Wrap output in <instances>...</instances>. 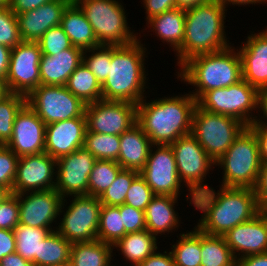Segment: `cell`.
<instances>
[{"instance_id": "6da1fadb", "label": "cell", "mask_w": 267, "mask_h": 266, "mask_svg": "<svg viewBox=\"0 0 267 266\" xmlns=\"http://www.w3.org/2000/svg\"><path fill=\"white\" fill-rule=\"evenodd\" d=\"M219 187L217 192L209 187L193 196V206L203 212L196 225L201 232L223 236L263 210L253 188Z\"/></svg>"}, {"instance_id": "7a4b0ae2", "label": "cell", "mask_w": 267, "mask_h": 266, "mask_svg": "<svg viewBox=\"0 0 267 266\" xmlns=\"http://www.w3.org/2000/svg\"><path fill=\"white\" fill-rule=\"evenodd\" d=\"M137 104V123L153 145H170L191 134L192 115L197 100L190 93Z\"/></svg>"}, {"instance_id": "3957f363", "label": "cell", "mask_w": 267, "mask_h": 266, "mask_svg": "<svg viewBox=\"0 0 267 266\" xmlns=\"http://www.w3.org/2000/svg\"><path fill=\"white\" fill-rule=\"evenodd\" d=\"M227 10L219 0H211L186 10L182 47L175 53L177 66L181 67L194 56L218 52L232 46L225 34Z\"/></svg>"}, {"instance_id": "277c9868", "label": "cell", "mask_w": 267, "mask_h": 266, "mask_svg": "<svg viewBox=\"0 0 267 266\" xmlns=\"http://www.w3.org/2000/svg\"><path fill=\"white\" fill-rule=\"evenodd\" d=\"M141 41L139 38L125 46L111 45V65L101 85L103 100L127 101L137 105L145 98L148 73L144 61L147 48Z\"/></svg>"}, {"instance_id": "5b68a950", "label": "cell", "mask_w": 267, "mask_h": 266, "mask_svg": "<svg viewBox=\"0 0 267 266\" xmlns=\"http://www.w3.org/2000/svg\"><path fill=\"white\" fill-rule=\"evenodd\" d=\"M235 47L200 54L187 60L177 72L181 82L195 86L189 93L198 101L206 92L226 88L242 80L241 57Z\"/></svg>"}, {"instance_id": "8992f818", "label": "cell", "mask_w": 267, "mask_h": 266, "mask_svg": "<svg viewBox=\"0 0 267 266\" xmlns=\"http://www.w3.org/2000/svg\"><path fill=\"white\" fill-rule=\"evenodd\" d=\"M215 166L223 169L222 187L254 188L262 166L254 131L245 127Z\"/></svg>"}, {"instance_id": "52a82bcc", "label": "cell", "mask_w": 267, "mask_h": 266, "mask_svg": "<svg viewBox=\"0 0 267 266\" xmlns=\"http://www.w3.org/2000/svg\"><path fill=\"white\" fill-rule=\"evenodd\" d=\"M91 24L100 45L125 46L140 36L130 30L126 11L119 0H73Z\"/></svg>"}, {"instance_id": "ba28073f", "label": "cell", "mask_w": 267, "mask_h": 266, "mask_svg": "<svg viewBox=\"0 0 267 266\" xmlns=\"http://www.w3.org/2000/svg\"><path fill=\"white\" fill-rule=\"evenodd\" d=\"M245 127L233 117L210 113L196 105L192 115L191 135L216 163Z\"/></svg>"}, {"instance_id": "9c48e42d", "label": "cell", "mask_w": 267, "mask_h": 266, "mask_svg": "<svg viewBox=\"0 0 267 266\" xmlns=\"http://www.w3.org/2000/svg\"><path fill=\"white\" fill-rule=\"evenodd\" d=\"M257 102L258 89L242 79L229 87L206 92L197 105L207 112L233 117L249 127L256 117Z\"/></svg>"}, {"instance_id": "30bf717a", "label": "cell", "mask_w": 267, "mask_h": 266, "mask_svg": "<svg viewBox=\"0 0 267 266\" xmlns=\"http://www.w3.org/2000/svg\"><path fill=\"white\" fill-rule=\"evenodd\" d=\"M71 197V203L67 207L65 204L67 199L63 198L59 215H64L60 223H55L59 225L53 228H56V231L71 244L97 240L102 206L99 197L88 195Z\"/></svg>"}, {"instance_id": "8fae6325", "label": "cell", "mask_w": 267, "mask_h": 266, "mask_svg": "<svg viewBox=\"0 0 267 266\" xmlns=\"http://www.w3.org/2000/svg\"><path fill=\"white\" fill-rule=\"evenodd\" d=\"M170 146L175 156L179 179L189 192L185 199L190 200L192 205L194 194L210 187L204 184V180L216 163L191 134L178 138Z\"/></svg>"}, {"instance_id": "7c38bea8", "label": "cell", "mask_w": 267, "mask_h": 266, "mask_svg": "<svg viewBox=\"0 0 267 266\" xmlns=\"http://www.w3.org/2000/svg\"><path fill=\"white\" fill-rule=\"evenodd\" d=\"M26 103L46 125L81 117L86 106L66 86L53 85L38 86L26 97Z\"/></svg>"}, {"instance_id": "4fadbf2b", "label": "cell", "mask_w": 267, "mask_h": 266, "mask_svg": "<svg viewBox=\"0 0 267 266\" xmlns=\"http://www.w3.org/2000/svg\"><path fill=\"white\" fill-rule=\"evenodd\" d=\"M41 54L38 42L21 41L11 49L8 72L4 82L8 93L27 97L40 86Z\"/></svg>"}, {"instance_id": "5bb4252c", "label": "cell", "mask_w": 267, "mask_h": 266, "mask_svg": "<svg viewBox=\"0 0 267 266\" xmlns=\"http://www.w3.org/2000/svg\"><path fill=\"white\" fill-rule=\"evenodd\" d=\"M85 116L88 131L120 136L137 122V105L101 99L85 106Z\"/></svg>"}, {"instance_id": "9a60e30c", "label": "cell", "mask_w": 267, "mask_h": 266, "mask_svg": "<svg viewBox=\"0 0 267 266\" xmlns=\"http://www.w3.org/2000/svg\"><path fill=\"white\" fill-rule=\"evenodd\" d=\"M140 175L155 195L179 197L180 191L184 190L182 189L184 184L179 179L175 156L170 145H153Z\"/></svg>"}, {"instance_id": "2e32d148", "label": "cell", "mask_w": 267, "mask_h": 266, "mask_svg": "<svg viewBox=\"0 0 267 266\" xmlns=\"http://www.w3.org/2000/svg\"><path fill=\"white\" fill-rule=\"evenodd\" d=\"M96 161L84 146L57 159L54 189L63 198L88 195L89 175Z\"/></svg>"}, {"instance_id": "e0dca14e", "label": "cell", "mask_w": 267, "mask_h": 266, "mask_svg": "<svg viewBox=\"0 0 267 266\" xmlns=\"http://www.w3.org/2000/svg\"><path fill=\"white\" fill-rule=\"evenodd\" d=\"M15 195L19 204V224L56 230L52 228V223L60 218L59 212L63 200L60 193L53 188Z\"/></svg>"}, {"instance_id": "ac0fdd59", "label": "cell", "mask_w": 267, "mask_h": 266, "mask_svg": "<svg viewBox=\"0 0 267 266\" xmlns=\"http://www.w3.org/2000/svg\"><path fill=\"white\" fill-rule=\"evenodd\" d=\"M56 159L46 152L19 157L13 194L44 191L55 187Z\"/></svg>"}, {"instance_id": "d6986e66", "label": "cell", "mask_w": 267, "mask_h": 266, "mask_svg": "<svg viewBox=\"0 0 267 266\" xmlns=\"http://www.w3.org/2000/svg\"><path fill=\"white\" fill-rule=\"evenodd\" d=\"M46 124L26 103L17 113L12 137L5 144L18 157L45 152Z\"/></svg>"}, {"instance_id": "ffe728a7", "label": "cell", "mask_w": 267, "mask_h": 266, "mask_svg": "<svg viewBox=\"0 0 267 266\" xmlns=\"http://www.w3.org/2000/svg\"><path fill=\"white\" fill-rule=\"evenodd\" d=\"M235 258L267 252V212L263 209L253 219L238 224L223 235ZM238 255V256H237Z\"/></svg>"}, {"instance_id": "44dd1931", "label": "cell", "mask_w": 267, "mask_h": 266, "mask_svg": "<svg viewBox=\"0 0 267 266\" xmlns=\"http://www.w3.org/2000/svg\"><path fill=\"white\" fill-rule=\"evenodd\" d=\"M87 122L81 117L46 125L45 152L56 160L84 146Z\"/></svg>"}, {"instance_id": "7402d4cb", "label": "cell", "mask_w": 267, "mask_h": 266, "mask_svg": "<svg viewBox=\"0 0 267 266\" xmlns=\"http://www.w3.org/2000/svg\"><path fill=\"white\" fill-rule=\"evenodd\" d=\"M250 34L238 49L242 79L259 90L267 88V29Z\"/></svg>"}, {"instance_id": "603a6c76", "label": "cell", "mask_w": 267, "mask_h": 266, "mask_svg": "<svg viewBox=\"0 0 267 266\" xmlns=\"http://www.w3.org/2000/svg\"><path fill=\"white\" fill-rule=\"evenodd\" d=\"M73 0H52L32 11L16 15L22 41L37 42L51 27L61 25L62 15Z\"/></svg>"}, {"instance_id": "cb8c5ba5", "label": "cell", "mask_w": 267, "mask_h": 266, "mask_svg": "<svg viewBox=\"0 0 267 266\" xmlns=\"http://www.w3.org/2000/svg\"><path fill=\"white\" fill-rule=\"evenodd\" d=\"M83 52L72 46L56 55L41 54L40 85L65 86L69 76L83 62Z\"/></svg>"}, {"instance_id": "d4e9b609", "label": "cell", "mask_w": 267, "mask_h": 266, "mask_svg": "<svg viewBox=\"0 0 267 266\" xmlns=\"http://www.w3.org/2000/svg\"><path fill=\"white\" fill-rule=\"evenodd\" d=\"M151 147L153 144L149 137L136 122L120 135V151L117 163L123 169L140 172L146 165Z\"/></svg>"}, {"instance_id": "484cf974", "label": "cell", "mask_w": 267, "mask_h": 266, "mask_svg": "<svg viewBox=\"0 0 267 266\" xmlns=\"http://www.w3.org/2000/svg\"><path fill=\"white\" fill-rule=\"evenodd\" d=\"M178 197L168 195H155L147 205L145 214L146 229L156 237L166 232L172 233L179 228L181 221L175 204Z\"/></svg>"}, {"instance_id": "4316f807", "label": "cell", "mask_w": 267, "mask_h": 266, "mask_svg": "<svg viewBox=\"0 0 267 266\" xmlns=\"http://www.w3.org/2000/svg\"><path fill=\"white\" fill-rule=\"evenodd\" d=\"M61 26L73 46L85 50L100 45L91 24L74 1H72L64 10Z\"/></svg>"}, {"instance_id": "83f0119b", "label": "cell", "mask_w": 267, "mask_h": 266, "mask_svg": "<svg viewBox=\"0 0 267 266\" xmlns=\"http://www.w3.org/2000/svg\"><path fill=\"white\" fill-rule=\"evenodd\" d=\"M186 10L175 8L156 15L147 21V27L155 31L162 43L167 42L173 51L177 52L182 47L185 35Z\"/></svg>"}, {"instance_id": "f1b7e54d", "label": "cell", "mask_w": 267, "mask_h": 266, "mask_svg": "<svg viewBox=\"0 0 267 266\" xmlns=\"http://www.w3.org/2000/svg\"><path fill=\"white\" fill-rule=\"evenodd\" d=\"M157 239L147 229L140 232L126 233L113 244V249H119L126 261L132 263L133 266H138L158 250Z\"/></svg>"}, {"instance_id": "f546056e", "label": "cell", "mask_w": 267, "mask_h": 266, "mask_svg": "<svg viewBox=\"0 0 267 266\" xmlns=\"http://www.w3.org/2000/svg\"><path fill=\"white\" fill-rule=\"evenodd\" d=\"M113 245L93 240L71 244L70 264L72 266H113Z\"/></svg>"}, {"instance_id": "4dcf8cb0", "label": "cell", "mask_w": 267, "mask_h": 266, "mask_svg": "<svg viewBox=\"0 0 267 266\" xmlns=\"http://www.w3.org/2000/svg\"><path fill=\"white\" fill-rule=\"evenodd\" d=\"M65 86L86 105L102 99L101 85L84 62L69 76Z\"/></svg>"}, {"instance_id": "1f68e13d", "label": "cell", "mask_w": 267, "mask_h": 266, "mask_svg": "<svg viewBox=\"0 0 267 266\" xmlns=\"http://www.w3.org/2000/svg\"><path fill=\"white\" fill-rule=\"evenodd\" d=\"M71 243L56 230L40 241L39 256L35 266H60L70 263Z\"/></svg>"}, {"instance_id": "d6a6232c", "label": "cell", "mask_w": 267, "mask_h": 266, "mask_svg": "<svg viewBox=\"0 0 267 266\" xmlns=\"http://www.w3.org/2000/svg\"><path fill=\"white\" fill-rule=\"evenodd\" d=\"M185 233L171 246L175 266H201V231L195 226Z\"/></svg>"}, {"instance_id": "836d02e7", "label": "cell", "mask_w": 267, "mask_h": 266, "mask_svg": "<svg viewBox=\"0 0 267 266\" xmlns=\"http://www.w3.org/2000/svg\"><path fill=\"white\" fill-rule=\"evenodd\" d=\"M233 255L223 236L201 232V266H235Z\"/></svg>"}, {"instance_id": "e575fe53", "label": "cell", "mask_w": 267, "mask_h": 266, "mask_svg": "<svg viewBox=\"0 0 267 266\" xmlns=\"http://www.w3.org/2000/svg\"><path fill=\"white\" fill-rule=\"evenodd\" d=\"M50 232L48 228L18 224L14 228L16 252L35 266V256H39L40 241Z\"/></svg>"}, {"instance_id": "d590c367", "label": "cell", "mask_w": 267, "mask_h": 266, "mask_svg": "<svg viewBox=\"0 0 267 266\" xmlns=\"http://www.w3.org/2000/svg\"><path fill=\"white\" fill-rule=\"evenodd\" d=\"M123 168L114 160H97L89 175L88 196L100 197Z\"/></svg>"}, {"instance_id": "8d00e7d4", "label": "cell", "mask_w": 267, "mask_h": 266, "mask_svg": "<svg viewBox=\"0 0 267 266\" xmlns=\"http://www.w3.org/2000/svg\"><path fill=\"white\" fill-rule=\"evenodd\" d=\"M84 147L97 160L117 161L120 151V136L86 131Z\"/></svg>"}, {"instance_id": "74e56055", "label": "cell", "mask_w": 267, "mask_h": 266, "mask_svg": "<svg viewBox=\"0 0 267 266\" xmlns=\"http://www.w3.org/2000/svg\"><path fill=\"white\" fill-rule=\"evenodd\" d=\"M125 234L119 206L102 205L97 240L113 245Z\"/></svg>"}, {"instance_id": "f35d334b", "label": "cell", "mask_w": 267, "mask_h": 266, "mask_svg": "<svg viewBox=\"0 0 267 266\" xmlns=\"http://www.w3.org/2000/svg\"><path fill=\"white\" fill-rule=\"evenodd\" d=\"M25 104L26 97L21 94L6 93L0 98V145L12 137L15 117Z\"/></svg>"}, {"instance_id": "ab89813d", "label": "cell", "mask_w": 267, "mask_h": 266, "mask_svg": "<svg viewBox=\"0 0 267 266\" xmlns=\"http://www.w3.org/2000/svg\"><path fill=\"white\" fill-rule=\"evenodd\" d=\"M139 174L140 172L135 170L122 169L113 183L99 197L101 204L108 206L123 205L133 180Z\"/></svg>"}, {"instance_id": "60d3db41", "label": "cell", "mask_w": 267, "mask_h": 266, "mask_svg": "<svg viewBox=\"0 0 267 266\" xmlns=\"http://www.w3.org/2000/svg\"><path fill=\"white\" fill-rule=\"evenodd\" d=\"M83 62L102 85L108 76V69L111 65V45H99L91 49H85Z\"/></svg>"}, {"instance_id": "b9f144b4", "label": "cell", "mask_w": 267, "mask_h": 266, "mask_svg": "<svg viewBox=\"0 0 267 266\" xmlns=\"http://www.w3.org/2000/svg\"><path fill=\"white\" fill-rule=\"evenodd\" d=\"M21 41L16 14L8 5L0 7V44L12 49Z\"/></svg>"}, {"instance_id": "7bdbcfd3", "label": "cell", "mask_w": 267, "mask_h": 266, "mask_svg": "<svg viewBox=\"0 0 267 266\" xmlns=\"http://www.w3.org/2000/svg\"><path fill=\"white\" fill-rule=\"evenodd\" d=\"M37 42L40 45L41 53L49 56L56 55V53L73 46L61 25L51 27Z\"/></svg>"}, {"instance_id": "ee69618b", "label": "cell", "mask_w": 267, "mask_h": 266, "mask_svg": "<svg viewBox=\"0 0 267 266\" xmlns=\"http://www.w3.org/2000/svg\"><path fill=\"white\" fill-rule=\"evenodd\" d=\"M155 196L152 189L147 185L145 179L139 174L132 182L126 198L125 204L145 211L147 205Z\"/></svg>"}, {"instance_id": "f6af8a7d", "label": "cell", "mask_w": 267, "mask_h": 266, "mask_svg": "<svg viewBox=\"0 0 267 266\" xmlns=\"http://www.w3.org/2000/svg\"><path fill=\"white\" fill-rule=\"evenodd\" d=\"M19 157L6 145H0V185L12 193Z\"/></svg>"}, {"instance_id": "bcb514c9", "label": "cell", "mask_w": 267, "mask_h": 266, "mask_svg": "<svg viewBox=\"0 0 267 266\" xmlns=\"http://www.w3.org/2000/svg\"><path fill=\"white\" fill-rule=\"evenodd\" d=\"M19 224L18 197L11 193L0 203V229L14 230Z\"/></svg>"}, {"instance_id": "7dc6e473", "label": "cell", "mask_w": 267, "mask_h": 266, "mask_svg": "<svg viewBox=\"0 0 267 266\" xmlns=\"http://www.w3.org/2000/svg\"><path fill=\"white\" fill-rule=\"evenodd\" d=\"M122 224L126 233L140 232L146 230L144 211L129 206L127 204L119 205Z\"/></svg>"}, {"instance_id": "c3c4849f", "label": "cell", "mask_w": 267, "mask_h": 266, "mask_svg": "<svg viewBox=\"0 0 267 266\" xmlns=\"http://www.w3.org/2000/svg\"><path fill=\"white\" fill-rule=\"evenodd\" d=\"M146 10V22L152 17L176 8L175 0H142Z\"/></svg>"}, {"instance_id": "681fc988", "label": "cell", "mask_w": 267, "mask_h": 266, "mask_svg": "<svg viewBox=\"0 0 267 266\" xmlns=\"http://www.w3.org/2000/svg\"><path fill=\"white\" fill-rule=\"evenodd\" d=\"M258 204L262 209L267 207V164H262L257 183L253 188Z\"/></svg>"}, {"instance_id": "f907efd6", "label": "cell", "mask_w": 267, "mask_h": 266, "mask_svg": "<svg viewBox=\"0 0 267 266\" xmlns=\"http://www.w3.org/2000/svg\"><path fill=\"white\" fill-rule=\"evenodd\" d=\"M16 252V239L14 230L0 229V260Z\"/></svg>"}, {"instance_id": "816d5d0a", "label": "cell", "mask_w": 267, "mask_h": 266, "mask_svg": "<svg viewBox=\"0 0 267 266\" xmlns=\"http://www.w3.org/2000/svg\"><path fill=\"white\" fill-rule=\"evenodd\" d=\"M52 0H9L8 6L16 14L32 11Z\"/></svg>"}, {"instance_id": "f5cc1de1", "label": "cell", "mask_w": 267, "mask_h": 266, "mask_svg": "<svg viewBox=\"0 0 267 266\" xmlns=\"http://www.w3.org/2000/svg\"><path fill=\"white\" fill-rule=\"evenodd\" d=\"M138 266H175V263L171 252L166 250L163 253L155 251Z\"/></svg>"}, {"instance_id": "db71d44e", "label": "cell", "mask_w": 267, "mask_h": 266, "mask_svg": "<svg viewBox=\"0 0 267 266\" xmlns=\"http://www.w3.org/2000/svg\"><path fill=\"white\" fill-rule=\"evenodd\" d=\"M249 127L258 139L262 164H267V125H250Z\"/></svg>"}, {"instance_id": "11a10c76", "label": "cell", "mask_w": 267, "mask_h": 266, "mask_svg": "<svg viewBox=\"0 0 267 266\" xmlns=\"http://www.w3.org/2000/svg\"><path fill=\"white\" fill-rule=\"evenodd\" d=\"M257 110L258 111H256L255 113L261 112L260 114H262L263 116H256L251 125H267V88L258 90ZM263 118L266 119L263 121Z\"/></svg>"}, {"instance_id": "9f6ffc18", "label": "cell", "mask_w": 267, "mask_h": 266, "mask_svg": "<svg viewBox=\"0 0 267 266\" xmlns=\"http://www.w3.org/2000/svg\"><path fill=\"white\" fill-rule=\"evenodd\" d=\"M238 266H267V252L245 256L237 260Z\"/></svg>"}, {"instance_id": "6f0895ef", "label": "cell", "mask_w": 267, "mask_h": 266, "mask_svg": "<svg viewBox=\"0 0 267 266\" xmlns=\"http://www.w3.org/2000/svg\"><path fill=\"white\" fill-rule=\"evenodd\" d=\"M0 266H34L32 262L25 260L17 252L4 256L0 260Z\"/></svg>"}, {"instance_id": "680465c9", "label": "cell", "mask_w": 267, "mask_h": 266, "mask_svg": "<svg viewBox=\"0 0 267 266\" xmlns=\"http://www.w3.org/2000/svg\"><path fill=\"white\" fill-rule=\"evenodd\" d=\"M11 48L0 44V79L4 82L8 72V66L10 62Z\"/></svg>"}, {"instance_id": "91938a15", "label": "cell", "mask_w": 267, "mask_h": 266, "mask_svg": "<svg viewBox=\"0 0 267 266\" xmlns=\"http://www.w3.org/2000/svg\"><path fill=\"white\" fill-rule=\"evenodd\" d=\"M175 1H176V8L187 10L190 8H194L200 4L209 2L211 0H175Z\"/></svg>"}, {"instance_id": "94428289", "label": "cell", "mask_w": 267, "mask_h": 266, "mask_svg": "<svg viewBox=\"0 0 267 266\" xmlns=\"http://www.w3.org/2000/svg\"><path fill=\"white\" fill-rule=\"evenodd\" d=\"M220 2H222L227 8L232 4V5H236V6H240V5H243V6H247L249 4H267V0H219ZM259 3V4H258ZM230 4V5H229ZM228 5V6H227Z\"/></svg>"}, {"instance_id": "6125c7cd", "label": "cell", "mask_w": 267, "mask_h": 266, "mask_svg": "<svg viewBox=\"0 0 267 266\" xmlns=\"http://www.w3.org/2000/svg\"><path fill=\"white\" fill-rule=\"evenodd\" d=\"M10 194H11V192L7 188H5V187H3V186L0 185V203L5 198H7Z\"/></svg>"}, {"instance_id": "be15d7a7", "label": "cell", "mask_w": 267, "mask_h": 266, "mask_svg": "<svg viewBox=\"0 0 267 266\" xmlns=\"http://www.w3.org/2000/svg\"><path fill=\"white\" fill-rule=\"evenodd\" d=\"M7 92L4 81L0 79V98H2Z\"/></svg>"}, {"instance_id": "e7e4bbea", "label": "cell", "mask_w": 267, "mask_h": 266, "mask_svg": "<svg viewBox=\"0 0 267 266\" xmlns=\"http://www.w3.org/2000/svg\"><path fill=\"white\" fill-rule=\"evenodd\" d=\"M9 4V0H0V7L7 6Z\"/></svg>"}, {"instance_id": "03108f58", "label": "cell", "mask_w": 267, "mask_h": 266, "mask_svg": "<svg viewBox=\"0 0 267 266\" xmlns=\"http://www.w3.org/2000/svg\"><path fill=\"white\" fill-rule=\"evenodd\" d=\"M60 266H72L70 263L65 264V265H60Z\"/></svg>"}]
</instances>
